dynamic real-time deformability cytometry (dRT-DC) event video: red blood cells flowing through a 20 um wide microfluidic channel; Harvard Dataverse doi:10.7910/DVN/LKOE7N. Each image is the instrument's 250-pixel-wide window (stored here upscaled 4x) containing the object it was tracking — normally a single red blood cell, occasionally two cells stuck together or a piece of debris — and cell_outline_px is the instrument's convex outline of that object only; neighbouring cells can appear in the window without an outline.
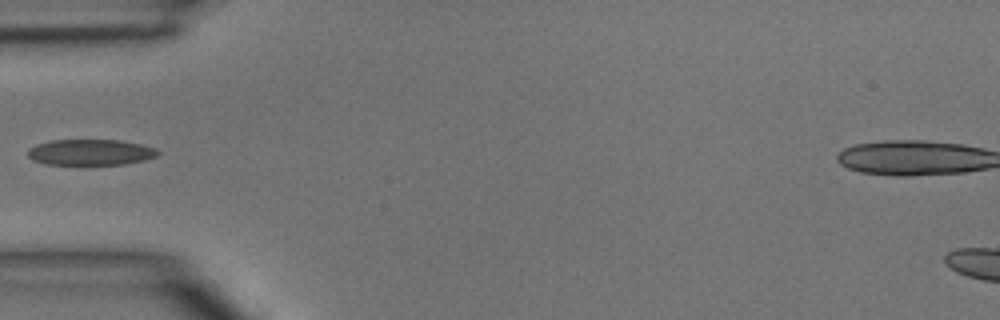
{"species": "common noctule bat (a hibernating species)", "species_latin": "Nyctalus noctula", "temperature_condition": "room temperature", "stored_images_in_passage": 4, "camera_frame_rate_fps": 3000, "um_per_image_px": 0.085, "animal": {"sex": "male", "body_mass_g": 15.6}, "frame": {"image": 1, "passage_image": 4, "time_ms": 3.333, "image_size_px": [1000, 320], "cell_outline_px": [[160, 152], [156, 156], [144, 160], [124, 164], [44, 164], [32, 160], [28, 156], [28, 148], [36, 144], [52, 140], [120, 140], [140, 144], [152, 148]], "centroid_in_image_um": [7.64, 12.94], "position_along_channel_um": 77.4, "area_um2": 19.48}}